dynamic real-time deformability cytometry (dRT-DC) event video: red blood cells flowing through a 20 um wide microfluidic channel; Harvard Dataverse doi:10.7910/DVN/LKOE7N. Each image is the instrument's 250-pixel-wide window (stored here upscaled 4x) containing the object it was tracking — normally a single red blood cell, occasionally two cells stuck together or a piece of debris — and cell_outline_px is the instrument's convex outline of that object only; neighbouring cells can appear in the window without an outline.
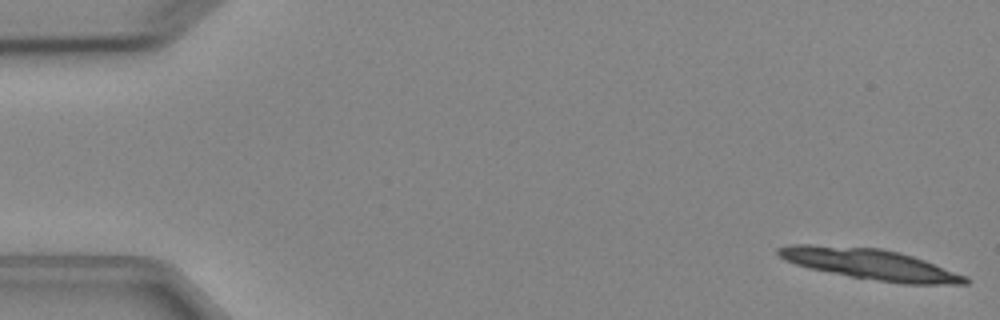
{"species": "Egyptian fruit bat (a non-hibernating species)", "species_latin": "Rousettus aegyptiacus", "temperature_condition": "cold", "stored_images_in_passage": 4, "camera_frame_rate_fps": 3000, "um_per_image_px": 0.085, "animal": {"sex": "female"}, "frame": {"image": 1, "passage_image": 1, "time_ms": 0.0, "image_size_px": [1000, 320], "cell_outline_px": [[972, 280], [968, 284], [904, 284], [852, 276], [808, 268], [784, 260], [776, 252], [776, 248], [788, 244], [812, 244], [880, 248], [900, 252], [924, 260], [968, 276]], "centroid_in_image_um": [73.98, 22.45], "position_along_channel_um": 11.0, "area_um2": 33.47}}